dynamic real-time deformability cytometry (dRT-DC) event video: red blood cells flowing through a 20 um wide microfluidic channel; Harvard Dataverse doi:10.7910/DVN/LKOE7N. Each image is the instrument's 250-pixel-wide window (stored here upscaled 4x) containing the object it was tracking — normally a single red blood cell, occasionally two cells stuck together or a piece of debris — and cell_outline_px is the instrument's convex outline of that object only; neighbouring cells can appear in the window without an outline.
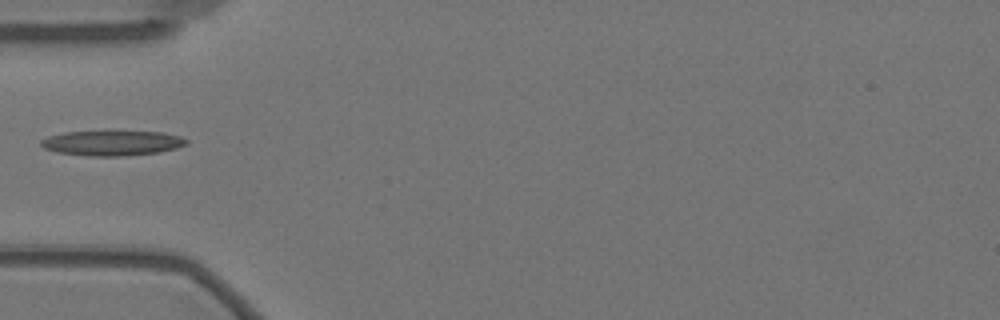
{"species": "Egyptian fruit bat (a non-hibernating species)", "species_latin": "Rousettus aegyptiacus", "temperature_condition": "warm", "stored_images_in_passage": 40, "camera_frame_rate_fps": 3000, "um_per_image_px": 0.085, "animal": {"sex": "female"}, "frame": {"image": 1, "passage_image": 1, "time_ms": 0.0, "image_size_px": [1000, 320], "cell_outline_px": [[188, 144], [176, 148], [160, 152], [120, 156], [88, 156], [56, 152], [44, 148], [40, 144], [40, 140], [48, 136], [64, 132], [164, 132], [180, 136], [188, 140]], "centroid_in_image_um": [9.53, 12.16], "position_along_channel_um": 75.5, "area_um2": 21.1}}
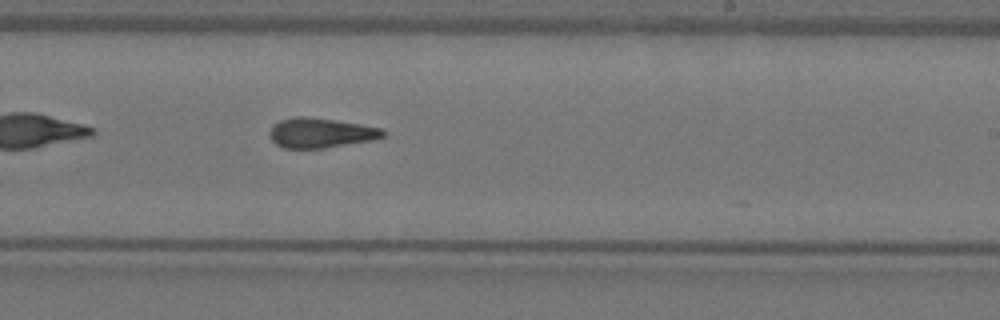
{"frame": {"image": 2, "passage_image": 17, "time_ms": 5.333, "image_size_px": [1000, 320], "cell_outline_px": [[384, 136], [372, 140], [324, 148], [284, 148], [276, 144], [268, 136], [268, 132], [272, 124], [280, 120], [296, 116], [304, 116], [360, 124], [384, 128]], "centroid_in_image_um": [27.21, 11.29], "position_along_channel_um": 261.8, "area_um2": 19.71}}
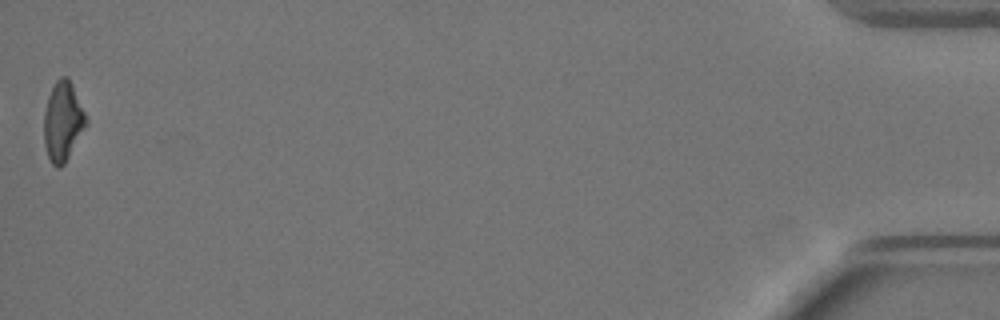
{"frame": {"image": 3, "passage_image": 40, "time_ms": 13.0, "image_size_px": [1000, 320], "cell_outline_px": [[88, 124], [64, 164], [60, 168], [56, 168], [52, 164], [48, 156], [44, 144], [44, 108], [48, 96], [56, 80], [60, 76], [68, 76], [72, 84], [88, 120]], "centroid_in_image_um": [5.34, 10.32], "position_along_channel_um": 429.9, "area_um2": 19.59}}